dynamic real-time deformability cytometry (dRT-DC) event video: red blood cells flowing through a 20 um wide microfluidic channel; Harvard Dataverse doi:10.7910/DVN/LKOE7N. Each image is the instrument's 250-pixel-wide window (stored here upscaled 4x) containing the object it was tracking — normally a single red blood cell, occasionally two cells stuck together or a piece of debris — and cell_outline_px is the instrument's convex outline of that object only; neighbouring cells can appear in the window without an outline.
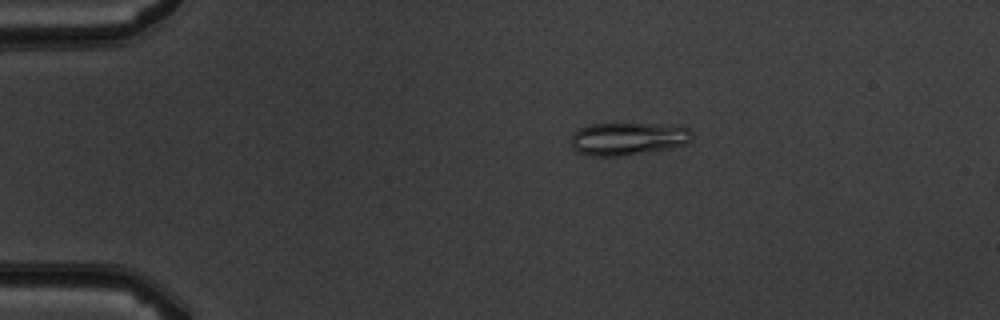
{"species": "common noctule bat (a hibernating species)", "species_latin": "Nyctalus noctula", "temperature_condition": "warm", "stored_images_in_passage": 4, "camera_frame_rate_fps": 3000, "um_per_image_px": 0.085, "animal": {"sex": "male", "body_mass_g": 19.5, "forearm_length_mm": 54.6}, "frame": {"image": 1, "passage_image": 4, "time_ms": 3.667, "image_size_px": [1000, 320], "cell_outline_px": [[692, 136], [688, 144], [672, 148], [624, 156], [588, 156], [576, 152], [572, 148], [572, 132], [580, 128], [592, 124], [644, 124], [688, 128], [692, 132]], "centroid_in_image_um": [53.33, 11.82], "position_along_channel_um": 31.7, "area_um2": 23.06}}